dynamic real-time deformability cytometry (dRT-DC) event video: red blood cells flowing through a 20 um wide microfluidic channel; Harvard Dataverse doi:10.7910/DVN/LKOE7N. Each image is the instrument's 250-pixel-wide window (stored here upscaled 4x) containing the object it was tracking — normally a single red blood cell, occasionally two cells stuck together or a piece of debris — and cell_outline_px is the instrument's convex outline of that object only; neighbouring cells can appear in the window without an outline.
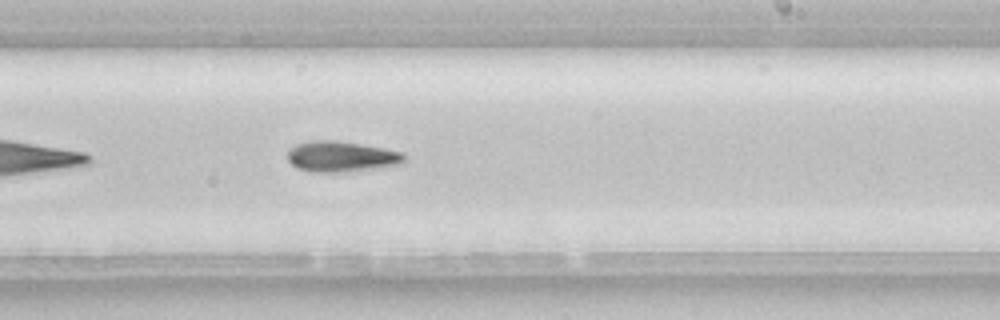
{"species": "common noctule bat (a hibernating species)", "species_latin": "Nyctalus noctula", "temperature_condition": "room temperature", "stored_images_in_passage": 38, "camera_frame_rate_fps": 3000, "um_per_image_px": 0.085, "animal": {"sex": "female", "body_mass_g": 22.7, "forearm_length_mm": 54.2}, "frame": {"image": 1, "passage_image": 17, "time_ms": 5.333, "image_size_px": [1000, 320], "cell_outline_px": [[404, 164], [336, 172], [312, 172], [296, 168], [288, 160], [288, 152], [296, 144], [312, 140], [336, 140], [384, 148], [400, 152], [404, 156]], "centroid_in_image_um": [28.97, 13.3], "position_along_channel_um": 260.0, "area_um2": 20.52}, "authors_computed_cell_mechanics": {"area_um2": 20.4034, "velocity_mm_per_s": 3.9412, "shape_relaxation_time_tau1_ms": 3.9057, "shape_relaxation_time_tau2_ms": null, "deformation_change_tau1": 0.1287, "deformation_change_tau2": null}}